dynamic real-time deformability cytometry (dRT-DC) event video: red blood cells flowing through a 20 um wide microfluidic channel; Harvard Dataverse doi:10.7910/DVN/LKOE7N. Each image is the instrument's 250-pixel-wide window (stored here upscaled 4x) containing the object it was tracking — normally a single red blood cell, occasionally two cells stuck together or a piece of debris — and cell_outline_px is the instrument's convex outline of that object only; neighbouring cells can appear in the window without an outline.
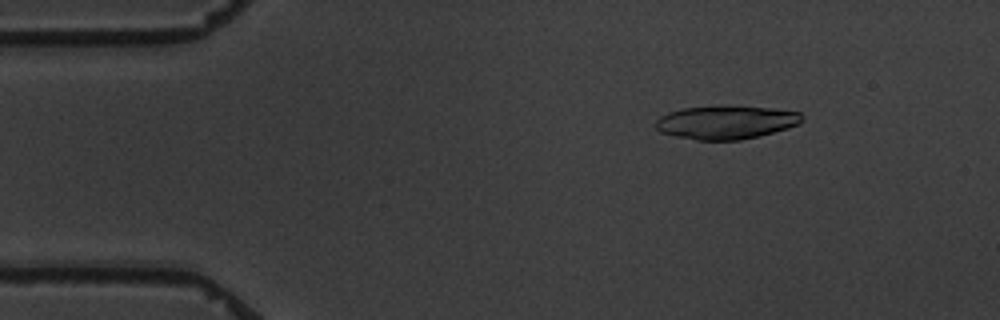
{"species": "common noctule bat (a hibernating species)", "species_latin": "Nyctalus noctula", "temperature_condition": "warm", "stored_images_in_passage": 3, "camera_frame_rate_fps": 3000, "um_per_image_px": 0.085, "animal": {"sex": "male", "body_mass_g": 19.5, "forearm_length_mm": 54.6}, "frame": {"image": 1, "passage_image": 1, "time_ms": 0.0, "image_size_px": [1000, 320], "cell_outline_px": [[804, 120], [800, 124], [788, 128], [740, 140], [696, 140], [676, 136], [660, 132], [652, 124], [660, 116], [668, 112], [684, 108], [772, 108], [800, 112], [804, 116]], "centroid_in_image_um": [61.7, 10.43], "position_along_channel_um": 23.3, "area_um2": 27.8}}